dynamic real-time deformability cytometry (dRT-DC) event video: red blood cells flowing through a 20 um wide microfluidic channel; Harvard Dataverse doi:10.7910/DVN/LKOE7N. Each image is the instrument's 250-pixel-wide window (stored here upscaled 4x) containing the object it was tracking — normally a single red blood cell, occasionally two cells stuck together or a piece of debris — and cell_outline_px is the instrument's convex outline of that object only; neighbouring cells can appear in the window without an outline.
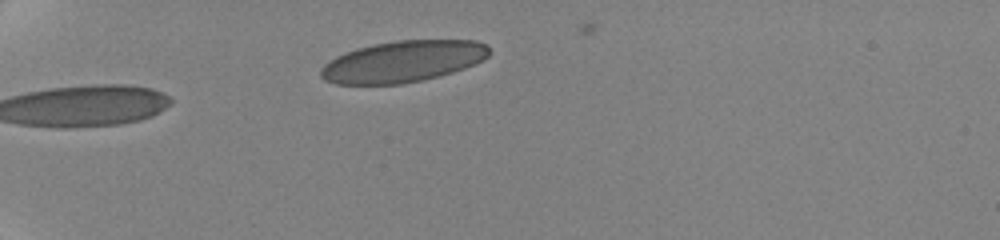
{"species": "human", "species_latin": "Homo sapiens", "temperature_condition": "cold", "stored_images_in_passage": 25, "camera_frame_rate_fps": 3000, "um_per_image_px": 0.085, "donor": {"sex": "female"}, "frame": {"image": 1, "passage_image": 1, "time_ms": 0.0, "image_size_px": [1000, 240], "cell_outline_px": [[488, 56], [464, 68], [452, 72], [420, 80], [400, 84], [336, 84], [324, 80], [320, 76], [320, 68], [324, 64], [336, 56], [344, 52], [356, 48], [372, 44], [396, 40], [476, 40], [488, 44]], "centroid_in_image_um": [34.19, 5.21], "position_along_channel_um": 50.8, "area_um2": 40.52}}
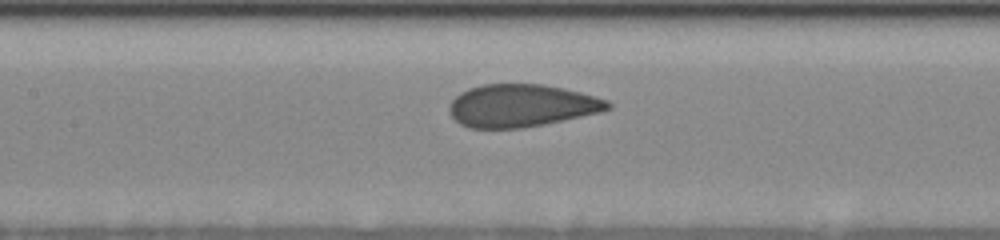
{"frame": {"image": 2, "passage_image": 10, "time_ms": 4.333, "image_size_px": [1000, 240], "cell_outline_px": [[612, 108], [600, 112], [544, 124], [520, 128], [468, 128], [460, 124], [448, 112], [448, 104], [460, 92], [468, 88], [480, 84], [544, 84], [564, 88], [596, 96], [608, 100], [612, 104]], "centroid_in_image_um": [44.3, 8.97], "position_along_channel_um": 163.1, "area_um2": 39.59}}
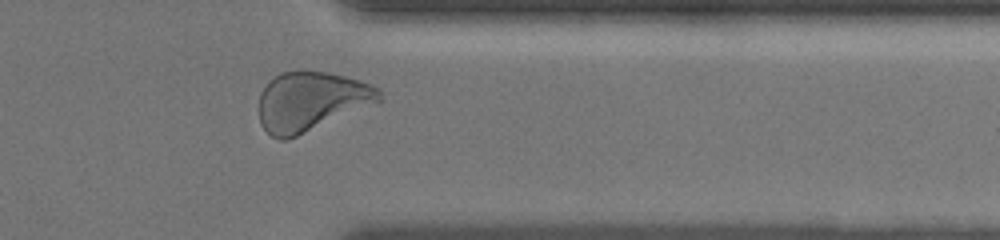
{"frame": {"image": 3, "passage_image": 21, "time_ms": 10.667, "image_size_px": [1000, 240], "cell_outline_px": [[380, 100], [296, 136], [284, 140], [280, 140], [272, 136], [260, 124], [260, 92], [280, 72], [300, 68], [328, 72], [360, 80], [376, 88], [380, 92]], "centroid_in_image_um": [26.38, 8.57], "position_along_channel_um": 385.0, "area_um2": 40.86}, "authors_computed_cell_mechanics": {"area_um2": 40.4022, "velocity_mm_per_s": 3.5197, "shape_relaxation_time_tau1_ms": 4.9584, "shape_relaxation_time_tau2_ms": null, "deformation_change_tau1": 0.1243, "deformation_change_tau2": null}}